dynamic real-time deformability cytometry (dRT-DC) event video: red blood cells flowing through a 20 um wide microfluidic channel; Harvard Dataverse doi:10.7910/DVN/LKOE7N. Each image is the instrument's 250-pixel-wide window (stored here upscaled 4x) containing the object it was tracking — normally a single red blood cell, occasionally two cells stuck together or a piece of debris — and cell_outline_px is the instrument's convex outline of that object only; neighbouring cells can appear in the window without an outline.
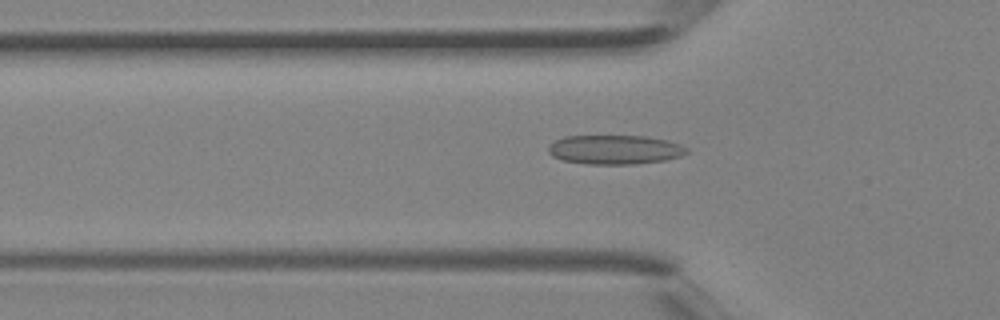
{"species": "Egyptian fruit bat (a non-hibernating species)", "species_latin": "Rousettus aegyptiacus", "temperature_condition": "room temperature", "stored_images_in_passage": 27, "camera_frame_rate_fps": 3000, "um_per_image_px": 0.085, "animal": {"sex": "female"}, "frame": {"image": 1, "passage_image": 4, "time_ms": 1.0, "image_size_px": [1000, 320], "cell_outline_px": [[688, 152], [680, 156], [664, 160], [636, 164], [588, 164], [564, 160], [552, 156], [548, 152], [548, 144], [564, 136], [648, 136], [668, 140], [680, 144], [688, 148]], "centroid_in_image_um": [52.26, 12.71], "position_along_channel_um": 73.5, "area_um2": 23.64}}
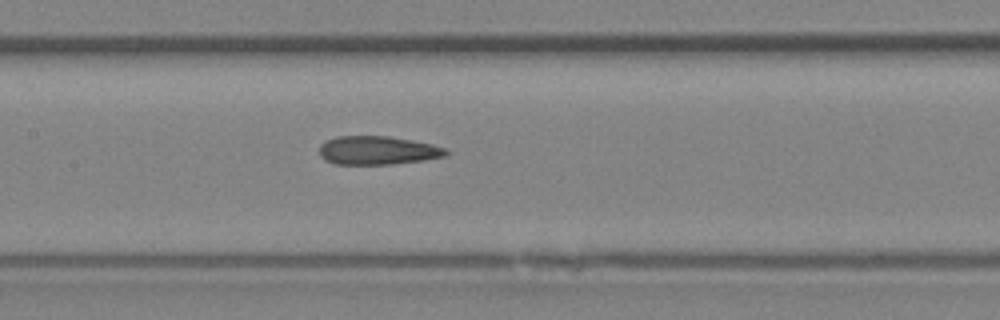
{"frame": {"image": 2, "passage_image": 10, "time_ms": 3.0, "image_size_px": [1000, 320], "cell_outline_px": [[448, 152], [444, 156], [424, 160], [392, 164], [336, 164], [324, 160], [320, 156], [320, 144], [324, 140], [336, 136], [388, 136], [412, 140], [432, 144], [448, 148]], "centroid_in_image_um": [32.07, 12.78], "position_along_channel_um": 175.3, "area_um2": 21.21}}
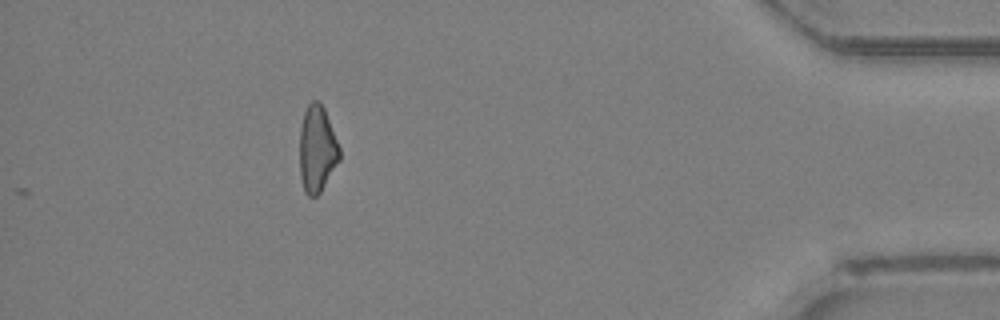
{"frame": {"image": 3, "passage_image": 27, "time_ms": 8.667, "image_size_px": [1000, 320], "cell_outline_px": [[340, 160], [320, 192], [316, 196], [308, 196], [304, 192], [300, 176], [300, 128], [304, 112], [308, 104], [312, 100], [320, 100], [324, 108], [340, 148]], "centroid_in_image_um": [26.95, 12.66], "position_along_channel_um": 408.3, "area_um2": 20.17}}